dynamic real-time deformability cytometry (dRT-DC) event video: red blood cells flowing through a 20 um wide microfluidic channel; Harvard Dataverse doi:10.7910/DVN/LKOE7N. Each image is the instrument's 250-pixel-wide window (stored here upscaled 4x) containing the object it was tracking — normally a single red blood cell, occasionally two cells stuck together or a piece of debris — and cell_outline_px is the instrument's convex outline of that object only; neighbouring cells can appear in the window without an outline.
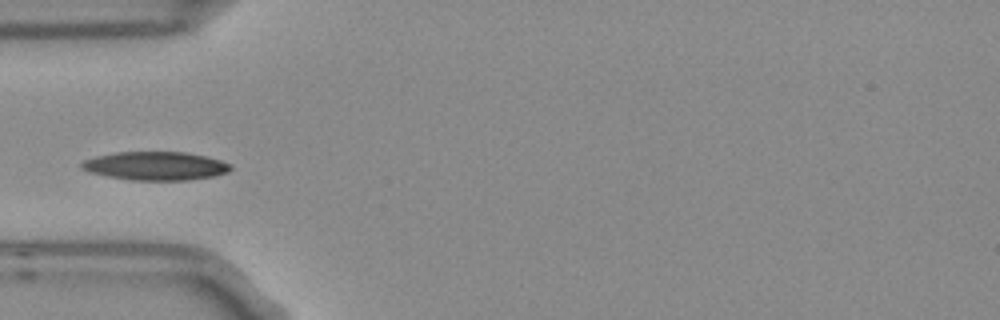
{"species": "Egyptian fruit bat (a non-hibernating species)", "species_latin": "Rousettus aegyptiacus", "temperature_condition": "room temperature", "stored_images_in_passage": 6, "camera_frame_rate_fps": 3000, "um_per_image_px": 0.085, "frame": {"image": 1, "passage_image": 3, "time_ms": 0.667, "image_size_px": [1000, 320], "cell_outline_px": [[232, 168], [228, 172], [216, 176], [188, 180], [128, 180], [88, 172], [80, 168], [80, 164], [84, 160], [96, 156], [116, 152], [184, 152], [204, 156], [220, 160], [228, 164]], "centroid_in_image_um": [13.19, 14.11], "position_along_channel_um": 71.8, "area_um2": 24.74}}
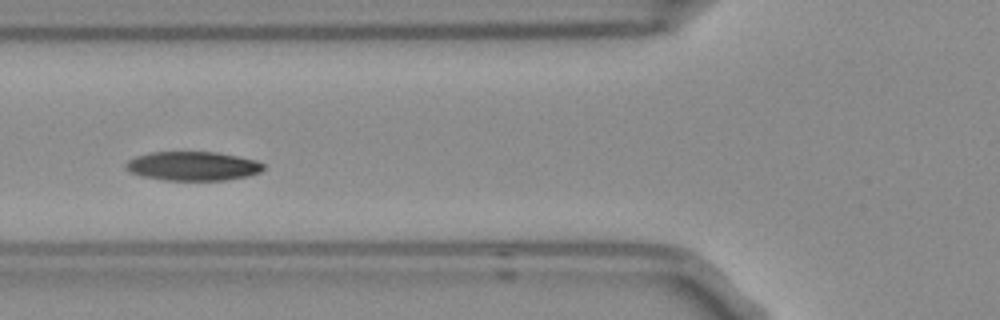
{"frame": {"image": 2, "passage_image": 4, "time_ms": 1.0, "image_size_px": [1000, 320], "cell_outline_px": [[264, 168], [260, 172], [248, 176], [224, 180], [164, 180], [140, 176], [128, 172], [124, 168], [124, 164], [128, 160], [136, 156], [152, 152], [216, 152], [256, 160], [264, 164]], "centroid_in_image_um": [16.34, 14.12], "position_along_channel_um": 109.5, "area_um2": 23.41}}